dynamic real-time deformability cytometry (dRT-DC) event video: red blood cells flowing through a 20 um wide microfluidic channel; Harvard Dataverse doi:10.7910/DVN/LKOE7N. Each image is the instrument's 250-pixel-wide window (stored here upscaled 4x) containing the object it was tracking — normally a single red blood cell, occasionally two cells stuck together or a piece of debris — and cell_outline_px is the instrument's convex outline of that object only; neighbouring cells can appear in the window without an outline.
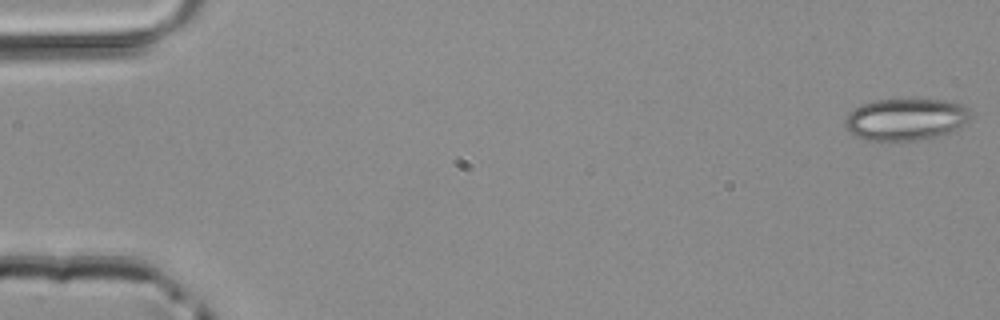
{"species": "common noctule bat (a hibernating species)", "species_latin": "Nyctalus noctula", "temperature_condition": "room temperature", "stored_images_in_passage": 49, "camera_frame_rate_fps": 3000, "um_per_image_px": 0.085, "animal": {"sex": "male", "body_mass_g": 20.4}, "frame": {"image": 1, "passage_image": 1, "time_ms": 0.0, "image_size_px": [1000, 320], "cell_outline_px": [[972, 116], [968, 120], [956, 128], [948, 132], [936, 136], [900, 144], [868, 140], [852, 136], [844, 124], [844, 120], [848, 112], [852, 108], [860, 104], [876, 100], [952, 100], [968, 108], [972, 112]], "centroid_in_image_um": [76.92, 10.17], "position_along_channel_um": 8.1, "area_um2": 31.44}}
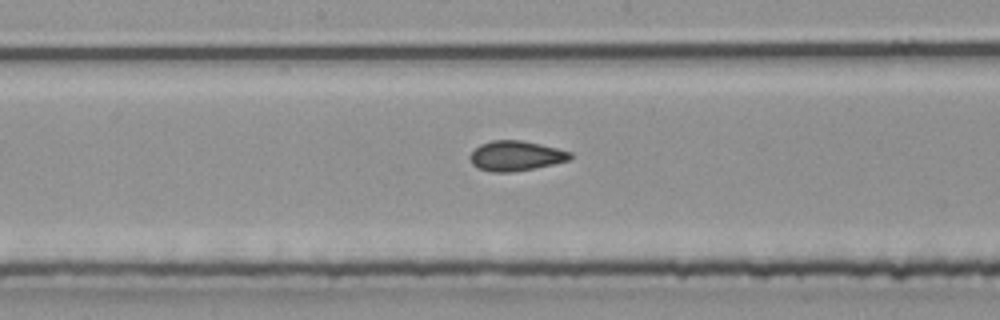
{"frame": {"image": 2, "passage_image": 26, "time_ms": 8.333, "image_size_px": [1000, 320], "cell_outline_px": [[572, 156], [568, 160], [552, 164], [532, 168], [508, 172], [492, 172], [480, 168], [472, 164], [468, 156], [480, 144], [492, 140], [520, 140], [540, 144], [572, 152]], "centroid_in_image_um": [43.82, 13.23], "position_along_channel_um": 204.4, "area_um2": 17.22}}
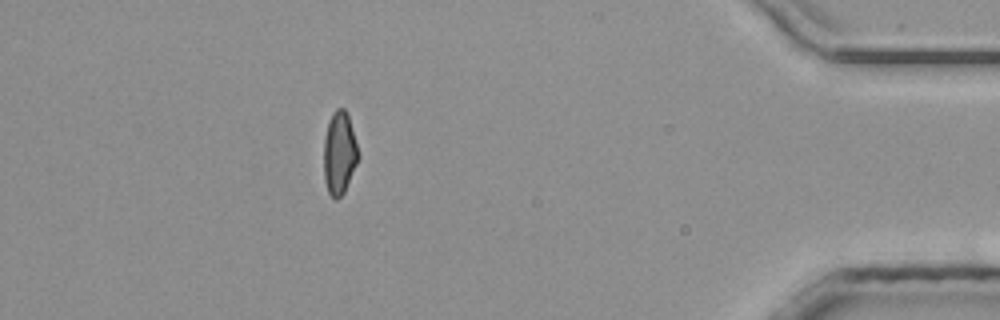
{"frame": {"image": 3, "passage_image": 44, "time_ms": 14.333, "image_size_px": [1000, 320], "cell_outline_px": [[360, 156], [344, 192], [336, 200], [328, 192], [324, 180], [324, 140], [328, 120], [332, 112], [336, 108], [344, 108], [348, 112]], "centroid_in_image_um": [28.85, 12.97], "position_along_channel_um": 406.4, "area_um2": 16.82}}